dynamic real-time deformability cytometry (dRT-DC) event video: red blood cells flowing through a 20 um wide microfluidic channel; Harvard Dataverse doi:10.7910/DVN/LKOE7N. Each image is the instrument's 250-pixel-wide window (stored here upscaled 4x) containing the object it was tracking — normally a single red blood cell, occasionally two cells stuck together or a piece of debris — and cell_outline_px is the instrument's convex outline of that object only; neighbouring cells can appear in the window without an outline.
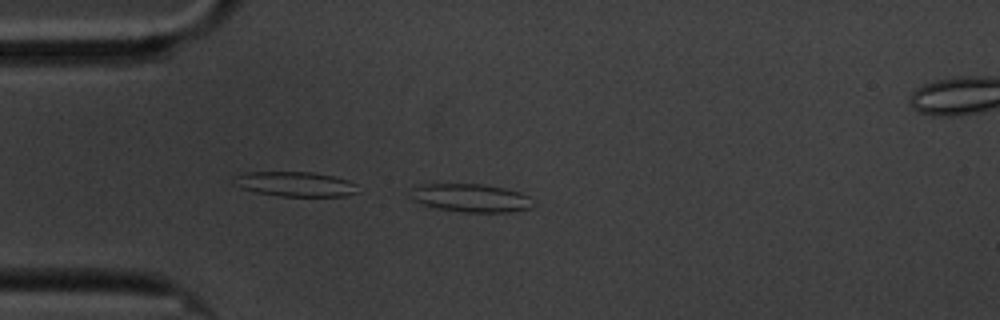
{"species": "common noctule bat (a hibernating species)", "species_latin": "Nyctalus noctula", "temperature_condition": "cold", "stored_images_in_passage": 9, "camera_frame_rate_fps": 3000, "um_per_image_px": 0.085, "animal": {"sex": "male", "body_mass_g": 20.1, "forearm_length_mm": 53.5}, "frame": {"image": 1, "passage_image": 4, "time_ms": 3.333, "image_size_px": [1000, 320], "cell_outline_px": [[536, 204], [532, 208], [512, 212], [464, 212], [436, 208], [420, 204], [412, 200], [412, 188], [420, 184], [484, 184], [504, 188], [520, 192], [528, 196]], "centroid_in_image_um": [40.05, 16.83], "position_along_channel_um": 44.9, "area_um2": 20.35}}
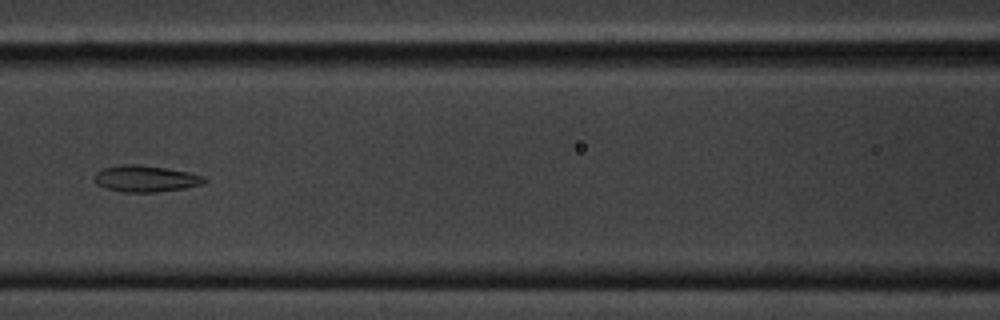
{"frame": {"image": 2, "passage_image": 7, "time_ms": 7.0, "image_size_px": [1000, 320], "cell_outline_px": [[208, 180], [204, 184], [184, 188], [156, 192], [124, 192], [104, 188], [96, 184], [92, 176], [96, 172], [104, 168], [124, 164], [140, 164], [188, 172], [204, 176]], "centroid_in_image_um": [12.36, 15.19], "position_along_channel_um": 154.2, "area_um2": 17.05}}
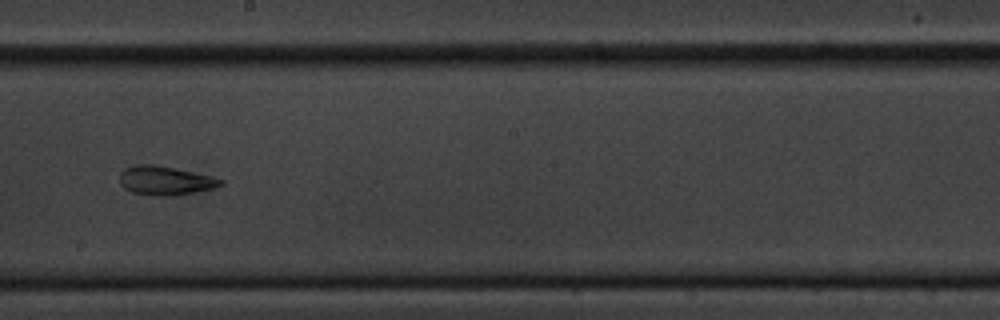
{"frame": {"image": 3, "passage_image": 9, "time_ms": 9.333, "image_size_px": [1000, 320], "cell_outline_px": [[224, 184], [216, 188], [172, 196], [156, 196], [132, 192], [124, 188], [120, 184], [120, 172], [124, 168], [136, 164], [152, 164], [212, 176], [224, 180]], "centroid_in_image_um": [14.04, 15.35], "position_along_channel_um": 234.2, "area_um2": 17.05}}